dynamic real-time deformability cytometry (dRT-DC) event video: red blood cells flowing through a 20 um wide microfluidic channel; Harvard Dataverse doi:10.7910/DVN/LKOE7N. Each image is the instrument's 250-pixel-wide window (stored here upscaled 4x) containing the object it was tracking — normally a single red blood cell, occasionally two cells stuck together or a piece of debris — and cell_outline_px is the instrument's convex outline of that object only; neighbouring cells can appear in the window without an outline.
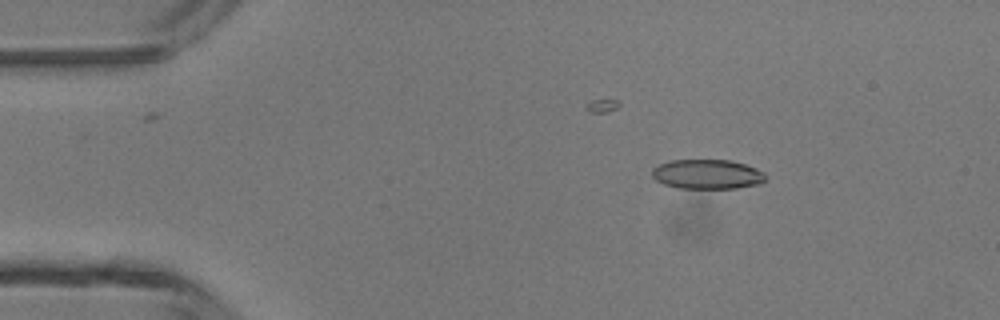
{"species": "common noctule bat (a hibernating species)", "species_latin": "Nyctalus noctula", "temperature_condition": "room temperature", "stored_images_in_passage": 5, "camera_frame_rate_fps": 3000, "um_per_image_px": 0.085, "animal": {"sex": "male", "body_mass_g": 13.3}, "frame": {"image": 1, "passage_image": 4, "time_ms": 3.333, "image_size_px": [1000, 320], "cell_outline_px": [[764, 180], [760, 184], [736, 188], [676, 188], [664, 184], [656, 180], [652, 176], [652, 168], [660, 164], [672, 160], [728, 160], [744, 164], [756, 168], [764, 172]], "centroid_in_image_um": [60.1, 14.81], "position_along_channel_um": 24.9, "area_um2": 19.48}}